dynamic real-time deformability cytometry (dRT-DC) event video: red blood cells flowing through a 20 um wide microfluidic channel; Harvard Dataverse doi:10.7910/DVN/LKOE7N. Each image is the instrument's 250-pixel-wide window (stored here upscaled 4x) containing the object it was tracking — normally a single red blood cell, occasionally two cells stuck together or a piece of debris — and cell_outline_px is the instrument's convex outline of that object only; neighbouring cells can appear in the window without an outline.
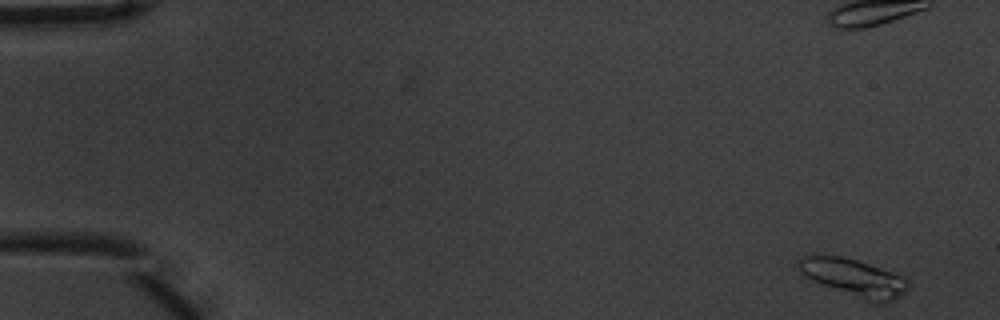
{"species": "common noctule bat (a hibernating species)", "species_latin": "Nyctalus noctula", "temperature_condition": "warm", "stored_images_in_passage": 11, "camera_frame_rate_fps": 3000, "um_per_image_px": 0.085, "animal": {"sex": "male", "body_mass_g": 20.1, "forearm_length_mm": 53.5}, "frame": {"image": 1, "passage_image": 1, "time_ms": 0.0, "image_size_px": [1000, 320], "cell_outline_px": [[908, 292], [888, 304], [872, 304], [812, 280], [804, 276], [800, 272], [796, 260], [800, 256], [812, 252], [840, 256], [856, 260], [868, 264], [900, 276], [908, 280]], "centroid_in_image_um": [72.53, 23.6], "position_along_channel_um": 12.5, "area_um2": 24.57}}